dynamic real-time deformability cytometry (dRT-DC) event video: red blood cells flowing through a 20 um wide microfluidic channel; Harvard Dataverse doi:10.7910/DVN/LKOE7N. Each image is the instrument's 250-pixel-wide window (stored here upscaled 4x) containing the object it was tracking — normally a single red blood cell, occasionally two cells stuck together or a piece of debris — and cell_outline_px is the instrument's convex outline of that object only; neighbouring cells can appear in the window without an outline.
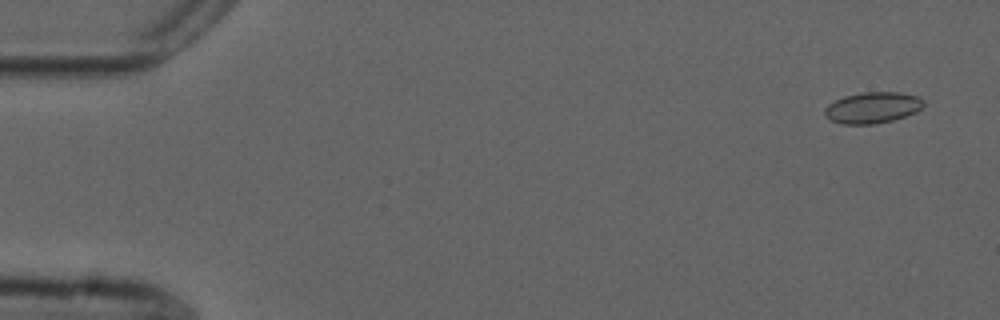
{"species": "common noctule bat (a hibernating species)", "species_latin": "Nyctalus noctula", "temperature_condition": "cold", "stored_images_in_passage": 55, "camera_frame_rate_fps": 3000, "um_per_image_px": 0.085, "animal": {"sex": "male", "forearm_length_mm": 52.5}, "frame": {"image": 1, "passage_image": 3, "time_ms": 0.667, "image_size_px": [1000, 320], "cell_outline_px": [[924, 104], [916, 112], [892, 120], [876, 124], [840, 124], [824, 116], [824, 108], [828, 104], [844, 96], [864, 92], [900, 92], [916, 96], [924, 100]], "centroid_in_image_um": [74.14, 9.15], "position_along_channel_um": 10.9, "area_um2": 17.92}}
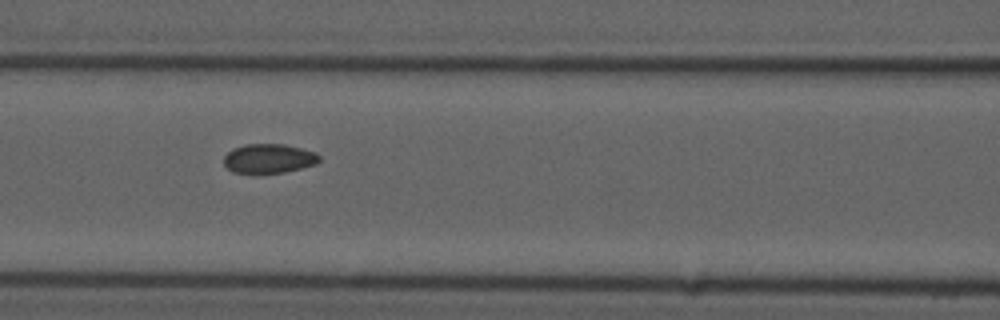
{"frame": {"image": 2, "passage_image": 24, "time_ms": 7.667, "image_size_px": [1000, 320], "cell_outline_px": [[320, 160], [316, 164], [284, 172], [232, 172], [224, 164], [224, 156], [228, 152], [244, 144], [284, 144], [316, 152], [320, 156]], "centroid_in_image_um": [22.87, 13.46], "position_along_channel_um": 143.7, "area_um2": 16.01}}
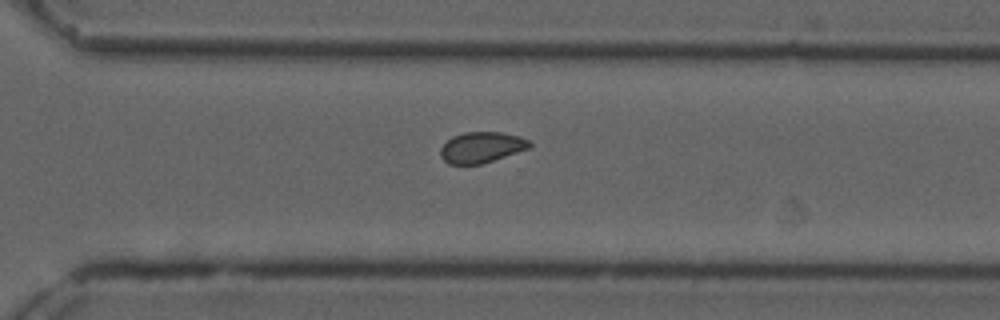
{"frame": {"image": 3, "passage_image": 39, "time_ms": 12.667, "image_size_px": [1000, 320], "cell_outline_px": [[532, 148], [480, 164], [448, 164], [440, 156], [440, 148], [452, 136], [464, 132], [504, 132], [520, 136], [528, 140], [532, 144]], "centroid_in_image_um": [40.95, 12.51], "position_along_channel_um": 329.6, "area_um2": 16.13}, "authors_computed_cell_mechanics": {"area_um2": 16.762, "velocity_mm_per_s": 3.7243, "shape_relaxation_time_tau1_ms": 8.4265, "shape_relaxation_time_tau2_ms": 3.5016, "deformation_change_tau1": 0.0829, "deformation_change_tau2": 0.0407}}